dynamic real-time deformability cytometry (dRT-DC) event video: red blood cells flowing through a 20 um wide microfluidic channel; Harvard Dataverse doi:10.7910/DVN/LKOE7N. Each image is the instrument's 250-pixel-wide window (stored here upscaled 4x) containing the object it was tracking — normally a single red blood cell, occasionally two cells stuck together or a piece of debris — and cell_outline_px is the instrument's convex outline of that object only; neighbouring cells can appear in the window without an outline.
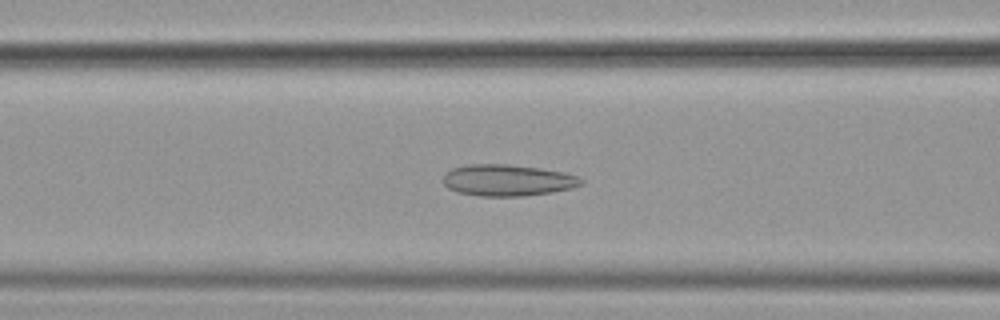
{"species": "common noctule bat (a hibernating species)", "species_latin": "Nyctalus noctula", "temperature_condition": "cold", "stored_images_in_passage": 46, "camera_frame_rate_fps": 3000, "um_per_image_px": 0.085, "animal": {"sex": "female", "body_mass_g": 19.9}, "frame": {"image": 1, "passage_image": 17, "time_ms": 5.333, "image_size_px": [1000, 320], "cell_outline_px": [[584, 184], [572, 188], [552, 192], [524, 196], [480, 196], [456, 192], [448, 188], [444, 184], [444, 172], [452, 168], [468, 164], [508, 164], [540, 168], [564, 172], [580, 176], [584, 180]], "centroid_in_image_um": [43.16, 15.32], "position_along_channel_um": 123.4, "area_um2": 25.61}}
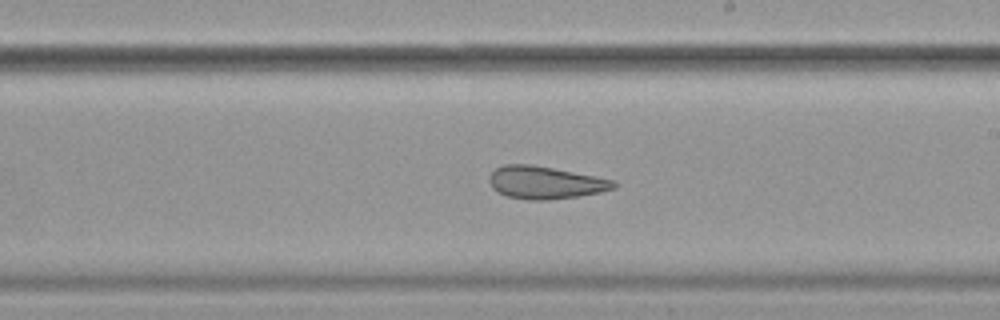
{"frame": {"image": 2, "passage_image": 27, "time_ms": 8.667, "image_size_px": [1000, 320], "cell_outline_px": [[616, 188], [600, 192], [580, 196], [548, 200], [528, 200], [508, 196], [496, 192], [492, 188], [488, 180], [488, 176], [496, 168], [504, 164], [532, 164], [596, 176], [616, 180]], "centroid_in_image_um": [46.34, 15.52], "position_along_channel_um": 242.7, "area_um2": 23.87}}
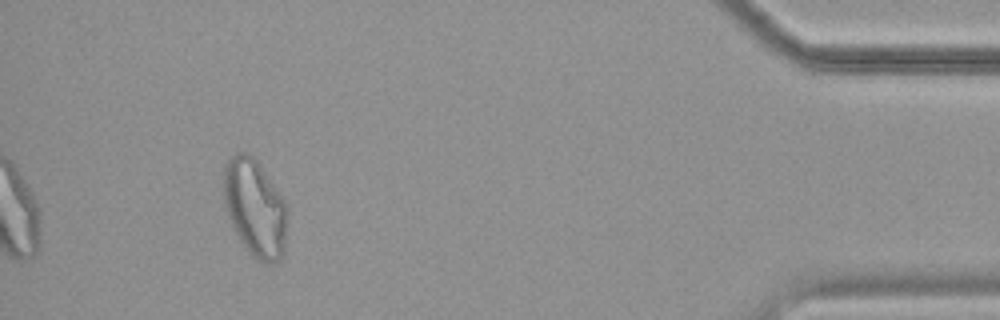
{"frame": {"image": 3, "passage_image": 46, "time_ms": 15.0, "image_size_px": [1000, 320], "cell_outline_px": [[288, 216], [284, 252], [280, 260], [272, 264], [264, 264], [252, 256], [248, 252], [232, 228], [224, 204], [224, 164], [228, 156], [236, 152], [248, 152], [256, 160], [284, 200], [288, 208]], "centroid_in_image_um": [21.67, 17.7], "position_along_channel_um": 413.5, "area_um2": 36.65}, "authors_computed_cell_mechanics": {"area_um2": 27.2238, "velocity_mm_per_s": 3.5856, "shape_relaxation_time_tau1_ms": null, "shape_relaxation_time_tau2_ms": 2.4768, "deformation_change_tau1": null, "deformation_change_tau2": 0.1126}}